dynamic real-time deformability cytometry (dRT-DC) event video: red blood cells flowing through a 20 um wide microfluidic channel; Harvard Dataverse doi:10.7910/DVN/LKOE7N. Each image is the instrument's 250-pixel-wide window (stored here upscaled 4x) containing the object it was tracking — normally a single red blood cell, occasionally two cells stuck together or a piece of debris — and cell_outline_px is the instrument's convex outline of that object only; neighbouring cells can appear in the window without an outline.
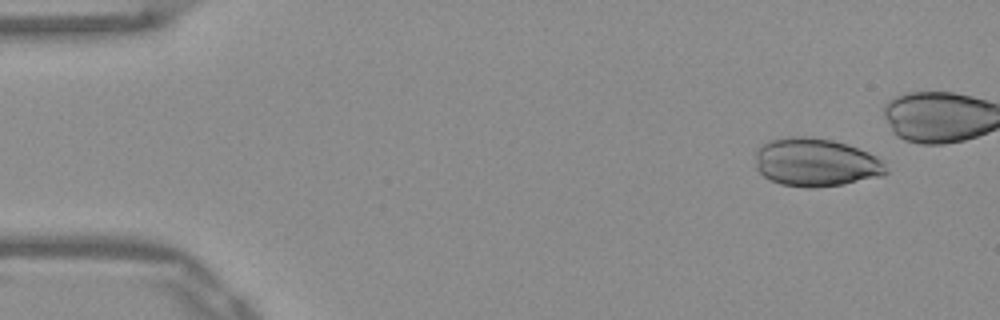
{"species": "Egyptian fruit bat (a non-hibernating species)", "species_latin": "Rousettus aegyptiacus", "temperature_condition": "warm", "stored_images_in_passage": 42, "camera_frame_rate_fps": 3000, "um_per_image_px": 0.085, "frame": {"image": 1, "passage_image": 4, "time_ms": 1.0, "image_size_px": [1000, 320], "cell_outline_px": [[888, 172], [884, 176], [844, 184], [816, 188], [808, 188], [780, 184], [764, 176], [756, 168], [756, 152], [768, 140], [792, 136], [808, 136], [832, 140], [868, 152], [884, 160]], "centroid_in_image_um": [69.38, 13.82], "position_along_channel_um": 15.6, "area_um2": 36.88}}